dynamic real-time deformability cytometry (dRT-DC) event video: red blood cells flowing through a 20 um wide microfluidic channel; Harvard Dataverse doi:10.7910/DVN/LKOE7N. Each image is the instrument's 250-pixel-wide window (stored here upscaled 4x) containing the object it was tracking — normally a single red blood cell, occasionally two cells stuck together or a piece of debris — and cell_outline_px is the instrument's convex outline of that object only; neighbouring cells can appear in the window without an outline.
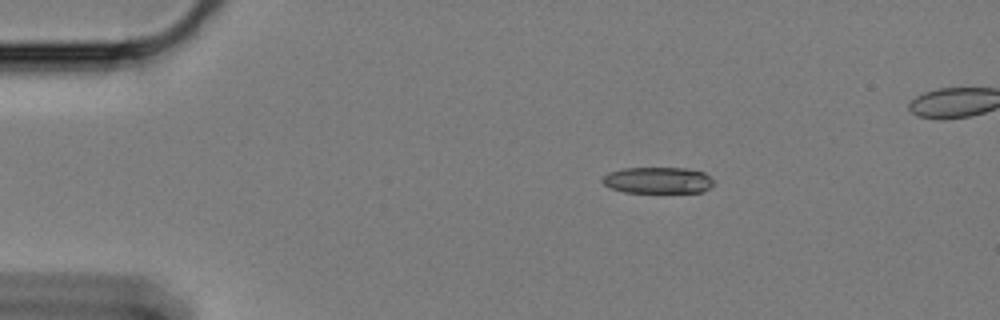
{"species": "Egyptian fruit bat (a non-hibernating species)", "species_latin": "Rousettus aegyptiacus", "temperature_condition": "cold", "stored_images_in_passage": 18, "camera_frame_rate_fps": 3000, "um_per_image_px": 0.085, "animal": {"sex": "female"}, "frame": {"image": 1, "passage_image": 10, "time_ms": 3.0, "image_size_px": [1000, 320], "cell_outline_px": [[712, 184], [708, 188], [700, 192], [624, 192], [612, 188], [604, 184], [600, 180], [608, 172], [624, 168], [688, 168], [704, 172], [712, 180]], "centroid_in_image_um": [55.88, 15.31], "position_along_channel_um": 29.1, "area_um2": 16.94}}